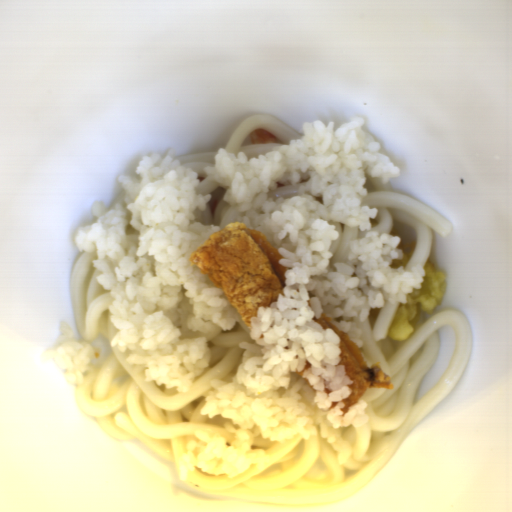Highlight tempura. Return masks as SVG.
Returning a JSON list of instances; mask_svg holds the SVG:
<instances>
[{
	"label": "tempura",
	"instance_id": "obj_1",
	"mask_svg": "<svg viewBox=\"0 0 512 512\" xmlns=\"http://www.w3.org/2000/svg\"><path fill=\"white\" fill-rule=\"evenodd\" d=\"M425 276L422 277L421 288H413L406 294V303H400L387 332L388 337L395 341H404L412 337L417 322L423 315L436 313L440 307L448 282L447 272L436 269L432 262L423 266Z\"/></svg>",
	"mask_w": 512,
	"mask_h": 512
},
{
	"label": "tempura",
	"instance_id": "obj_3",
	"mask_svg": "<svg viewBox=\"0 0 512 512\" xmlns=\"http://www.w3.org/2000/svg\"><path fill=\"white\" fill-rule=\"evenodd\" d=\"M248 136L251 145L278 144L279 142L275 135L264 128L252 130Z\"/></svg>",
	"mask_w": 512,
	"mask_h": 512
},
{
	"label": "tempura",
	"instance_id": "obj_2",
	"mask_svg": "<svg viewBox=\"0 0 512 512\" xmlns=\"http://www.w3.org/2000/svg\"><path fill=\"white\" fill-rule=\"evenodd\" d=\"M389 235L395 236L396 238L399 239V244L395 249H400L402 251L400 259H396L395 261L392 262V269L396 270L399 267H402L404 269L406 266L409 265L418 241H416L415 239L410 241H404L402 239L401 231L395 229L390 231Z\"/></svg>",
	"mask_w": 512,
	"mask_h": 512
}]
</instances>
